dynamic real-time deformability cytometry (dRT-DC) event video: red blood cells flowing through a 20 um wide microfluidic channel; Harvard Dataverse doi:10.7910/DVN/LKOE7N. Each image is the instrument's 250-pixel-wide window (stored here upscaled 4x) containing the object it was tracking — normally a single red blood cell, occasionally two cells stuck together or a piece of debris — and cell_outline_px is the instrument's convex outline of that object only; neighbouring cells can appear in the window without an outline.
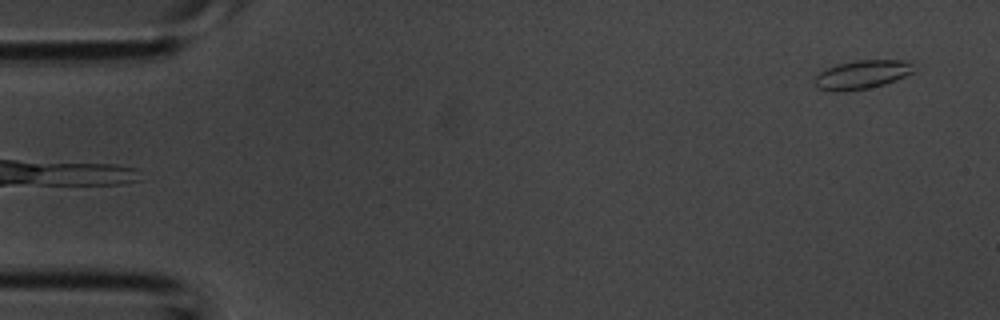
{"species": "common noctule bat (a hibernating species)", "species_latin": "Nyctalus noctula", "temperature_condition": "room temperature", "stored_images_in_passage": 4, "camera_frame_rate_fps": 3000, "um_per_image_px": 0.085, "animal": {"sex": "male", "body_mass_g": 20.1, "forearm_length_mm": 53.5}, "frame": {"image": 1, "passage_image": 4, "time_ms": 1.0, "image_size_px": [1000, 320], "cell_outline_px": [[916, 72], [896, 80], [884, 84], [868, 88], [844, 92], [832, 92], [816, 88], [812, 80], [820, 72], [836, 64], [856, 60], [908, 60], [912, 64]], "centroid_in_image_um": [73.25, 6.35], "position_along_channel_um": 11.7, "area_um2": 16.94}}